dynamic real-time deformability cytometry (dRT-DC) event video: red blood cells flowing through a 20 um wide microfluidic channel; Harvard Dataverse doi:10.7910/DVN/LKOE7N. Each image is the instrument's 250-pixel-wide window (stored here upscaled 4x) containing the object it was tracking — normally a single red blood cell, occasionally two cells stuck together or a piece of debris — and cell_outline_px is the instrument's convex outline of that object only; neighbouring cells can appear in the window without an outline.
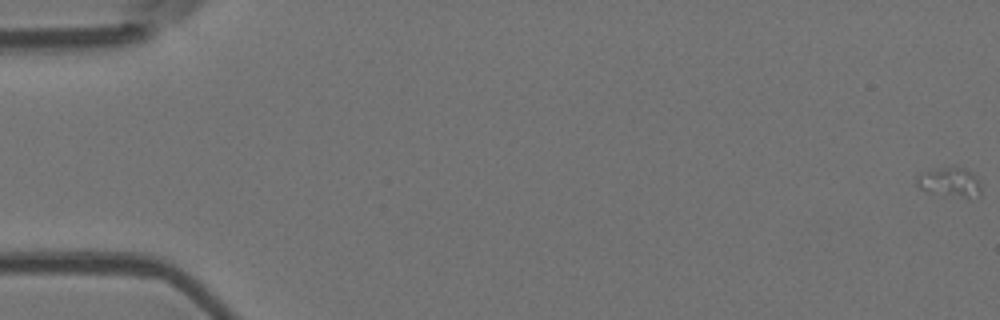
{"species": "Egyptian fruit bat (a non-hibernating species)", "species_latin": "Rousettus aegyptiacus", "temperature_condition": "room temperature", "stored_images_in_passage": 4, "camera_frame_rate_fps": 3000, "um_per_image_px": 0.085, "animal": {"sex": "female"}, "frame": {"image": 1, "passage_image": 1, "time_ms": 0.0, "image_size_px": [1000, 320], "cell_outline_px": [[980, 192], [968, 196], [932, 196], [920, 188], [916, 184], [916, 176], [924, 172], [952, 164], [964, 168], [972, 172], [976, 176], [980, 184]], "centroid_in_image_um": [80.65, 15.45], "position_along_channel_um": 4.3, "area_um2": 11.33}}